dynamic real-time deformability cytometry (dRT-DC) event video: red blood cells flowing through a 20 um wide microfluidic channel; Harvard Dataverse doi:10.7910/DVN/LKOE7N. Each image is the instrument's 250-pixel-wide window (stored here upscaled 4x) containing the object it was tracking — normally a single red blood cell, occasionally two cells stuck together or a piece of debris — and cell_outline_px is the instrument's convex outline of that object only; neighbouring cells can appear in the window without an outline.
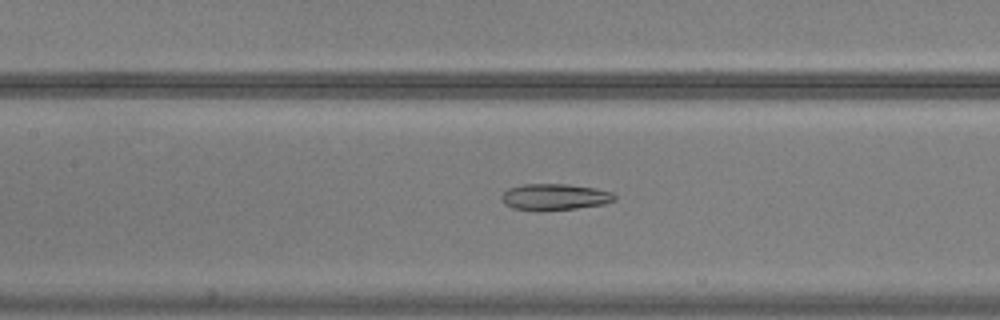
{"species": "common noctule bat (a hibernating species)", "species_latin": "Nyctalus noctula", "temperature_condition": "warm", "stored_images_in_passage": 54, "camera_frame_rate_fps": 3000, "um_per_image_px": 0.085, "animal": {"sex": "male", "body_mass_g": 20.5, "forearm_length_mm": 52.5}, "frame": {"image": 1, "passage_image": 25, "time_ms": 8.0, "image_size_px": [1000, 320], "cell_outline_px": [[616, 200], [604, 204], [576, 208], [540, 212], [536, 212], [512, 208], [504, 204], [500, 200], [500, 196], [508, 188], [524, 184], [568, 184], [596, 188], [612, 192], [616, 196]], "centroid_in_image_um": [47.11, 16.76], "position_along_channel_um": 160.3, "area_um2": 17.8}}
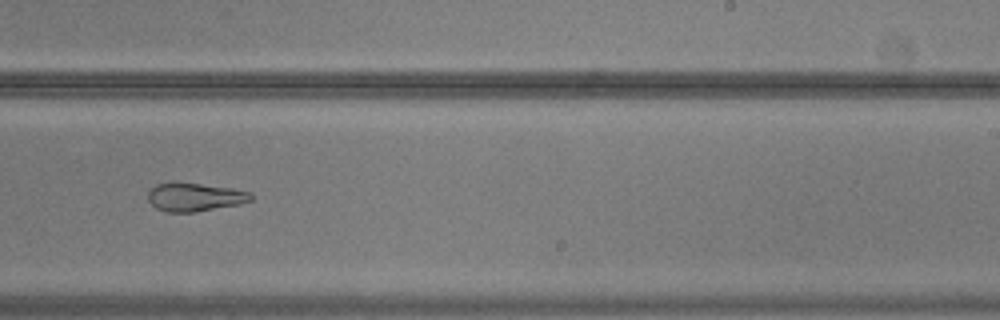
{"frame": {"image": 2, "passage_image": 34, "time_ms": 11.0, "image_size_px": [1000, 320], "cell_outline_px": [[252, 200], [240, 204], [196, 212], [164, 212], [156, 208], [148, 200], [148, 192], [156, 184], [200, 184], [232, 188], [252, 192]], "centroid_in_image_um": [16.59, 16.78], "position_along_channel_um": 272.4, "area_um2": 16.76}}
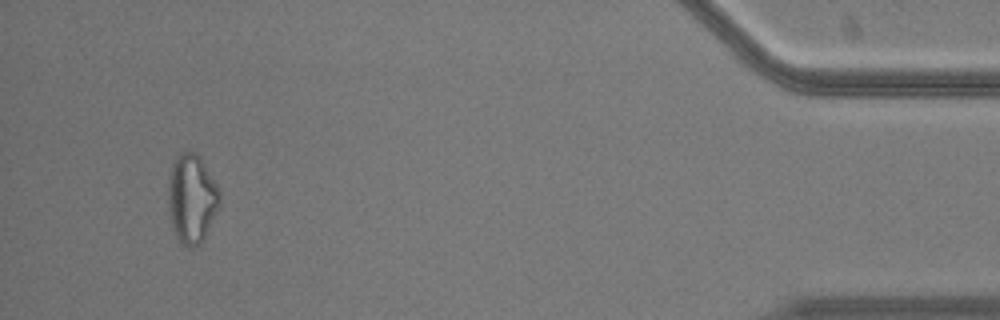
{"frame": {"image": 3, "passage_image": 51, "time_ms": 16.667, "image_size_px": [1000, 320], "cell_outline_px": [[220, 204], [200, 244], [192, 248], [188, 248], [176, 236], [172, 228], [168, 208], [168, 180], [172, 164], [176, 156], [180, 152], [188, 148], [196, 152], [216, 184], [220, 192]], "centroid_in_image_um": [16.27, 16.84], "position_along_channel_um": 418.9, "area_um2": 26.65}, "authors_computed_cell_mechanics": {"area_um2": 23.12, "velocity_mm_per_s": 3.7552, "shape_relaxation_time_tau1_ms": null, "shape_relaxation_time_tau2_ms": 3.7446, "deformation_change_tau1": null, "deformation_change_tau2": 0.1293}}